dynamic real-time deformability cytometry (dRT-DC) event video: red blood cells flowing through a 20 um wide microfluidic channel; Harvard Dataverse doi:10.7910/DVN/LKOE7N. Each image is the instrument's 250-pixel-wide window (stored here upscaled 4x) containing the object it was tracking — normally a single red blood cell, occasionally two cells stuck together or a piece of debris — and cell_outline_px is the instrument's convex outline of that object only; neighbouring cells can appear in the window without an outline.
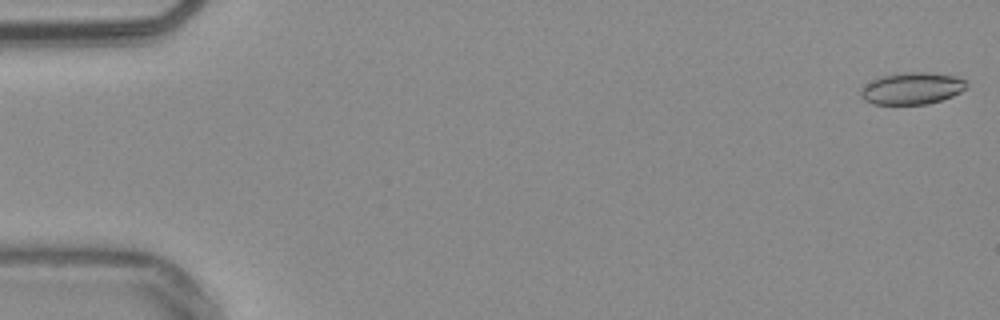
{"species": "common noctule bat (a hibernating species)", "species_latin": "Nyctalus noctula", "temperature_condition": "warm", "stored_images_in_passage": 54, "camera_frame_rate_fps": 3000, "um_per_image_px": 0.085, "animal": {"sex": "male", "body_mass_g": 20.4}, "frame": {"image": 1, "passage_image": 1, "time_ms": 0.0, "image_size_px": [1000, 320], "cell_outline_px": [[968, 84], [960, 92], [952, 96], [928, 104], [872, 104], [864, 100], [860, 96], [860, 88], [872, 80], [880, 76], [904, 72], [924, 72], [960, 76]], "centroid_in_image_um": [77.49, 7.51], "position_along_channel_um": 7.5, "area_um2": 19.77}}
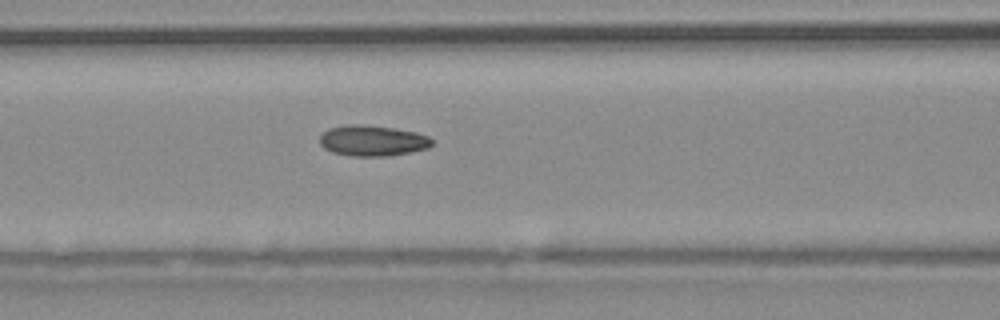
{"frame": {"image": 2, "passage_image": 23, "time_ms": 7.333, "image_size_px": [1000, 320], "cell_outline_px": [[432, 144], [428, 148], [412, 152], [388, 156], [352, 156], [332, 152], [324, 148], [320, 144], [320, 136], [328, 128], [344, 124], [364, 124], [392, 128], [416, 132], [428, 136], [432, 140]], "centroid_in_image_um": [31.65, 11.95], "position_along_channel_um": 135.0, "area_um2": 20.23}}
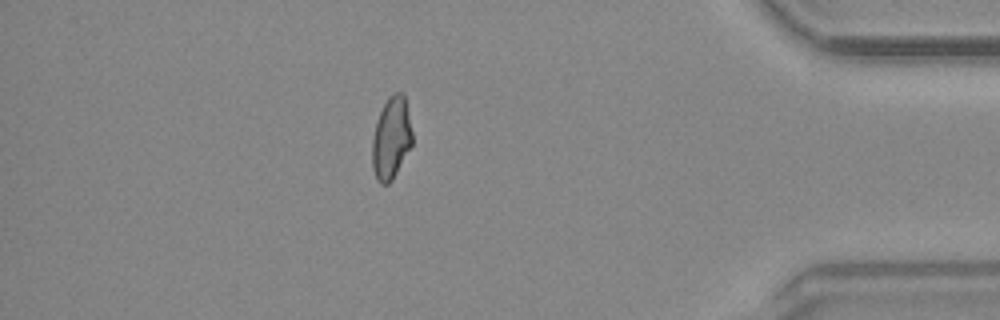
{"frame": {"image": 3, "passage_image": 47, "time_ms": 15.333, "image_size_px": [1000, 320], "cell_outline_px": [[412, 144], [392, 180], [388, 184], [380, 184], [376, 180], [372, 168], [372, 140], [376, 124], [380, 112], [388, 96], [396, 92], [404, 92], [412, 132]], "centroid_in_image_um": [33.25, 11.75], "position_along_channel_um": 402.0, "area_um2": 19.13}, "authors_computed_cell_mechanics": {"area_um2": 19.5653, "velocity_mm_per_s": 3.8196, "shape_relaxation_time_tau1_ms": null, "shape_relaxation_time_tau2_ms": 2.3661, "deformation_change_tau1": null, "deformation_change_tau2": 0.0744}}